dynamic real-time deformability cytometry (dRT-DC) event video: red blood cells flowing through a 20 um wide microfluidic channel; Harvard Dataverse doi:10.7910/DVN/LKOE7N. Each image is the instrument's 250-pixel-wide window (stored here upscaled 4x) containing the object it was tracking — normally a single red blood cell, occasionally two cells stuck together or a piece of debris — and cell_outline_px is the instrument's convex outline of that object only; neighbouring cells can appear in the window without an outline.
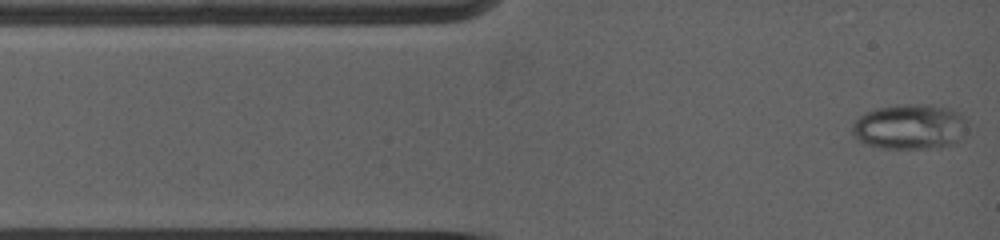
{"species": "common noctule bat (a hibernating species)", "species_latin": "Nyctalus noctula", "temperature_condition": "warm", "stored_images_in_passage": 104, "camera_frame_rate_fps": 5000, "um_per_image_px": 0.085, "animal": {"sex": "female", "body_mass_g": 19.0, "forearm_length_mm": 53.3}, "frame": {"image": 1, "passage_image": 1, "time_ms": 0.0, "image_size_px": [1000, 240], "cell_outline_px": [[968, 120], [956, 140], [952, 144], [928, 148], [884, 148], [864, 144], [852, 136], [852, 124], [864, 112], [876, 108], [896, 104], [932, 104], [948, 108], [960, 112]], "centroid_in_image_um": [77.27, 10.74], "position_along_channel_um": 7.7, "area_um2": 30.35}}
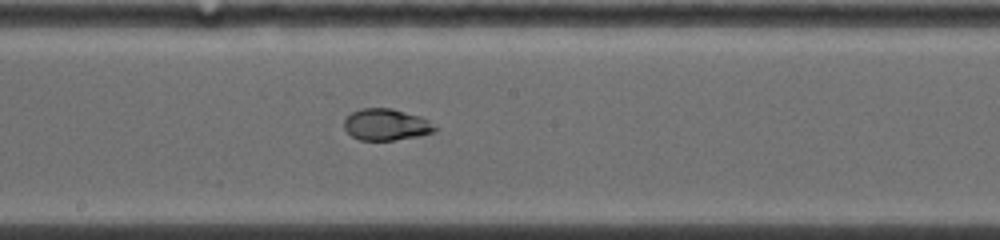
{"frame": {"image": 2, "passage_image": 45, "time_ms": 6.4, "image_size_px": [1000, 240], "cell_outline_px": [[436, 132], [420, 136], [392, 140], [360, 140], [352, 136], [344, 128], [344, 120], [352, 112], [360, 108], [392, 108], [420, 116], [428, 120], [436, 128]], "centroid_in_image_um": [32.83, 10.59], "position_along_channel_um": 215.4, "area_um2": 16.7}}
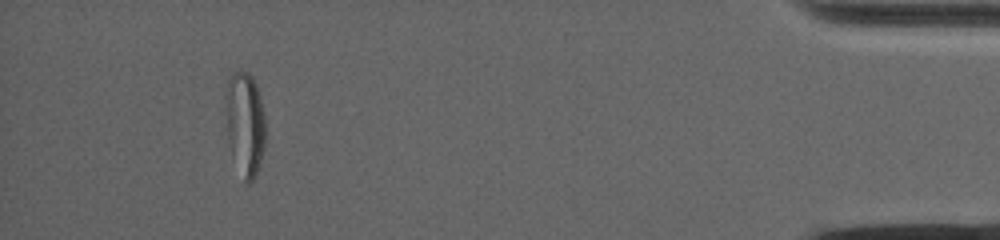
{"frame": {"image": 3, "passage_image": 104, "time_ms": 13.6, "image_size_px": [1000, 240], "cell_outline_px": [[264, 144], [260, 164], [252, 180], [244, 180], [228, 140], [228, 80], [232, 72], [248, 72], [252, 76], [256, 84], [264, 116]], "centroid_in_image_um": [20.86, 10.47], "position_along_channel_um": 414.3, "area_um2": 22.54}, "authors_computed_cell_mechanics": {"area_um2": 19.6231, "velocity_mm_per_s": 3.9422, "shape_relaxation_time_tau1_ms": null, "shape_relaxation_time_tau2_ms": 1.1206, "deformation_change_tau1": null, "deformation_change_tau2": 0.0351}}